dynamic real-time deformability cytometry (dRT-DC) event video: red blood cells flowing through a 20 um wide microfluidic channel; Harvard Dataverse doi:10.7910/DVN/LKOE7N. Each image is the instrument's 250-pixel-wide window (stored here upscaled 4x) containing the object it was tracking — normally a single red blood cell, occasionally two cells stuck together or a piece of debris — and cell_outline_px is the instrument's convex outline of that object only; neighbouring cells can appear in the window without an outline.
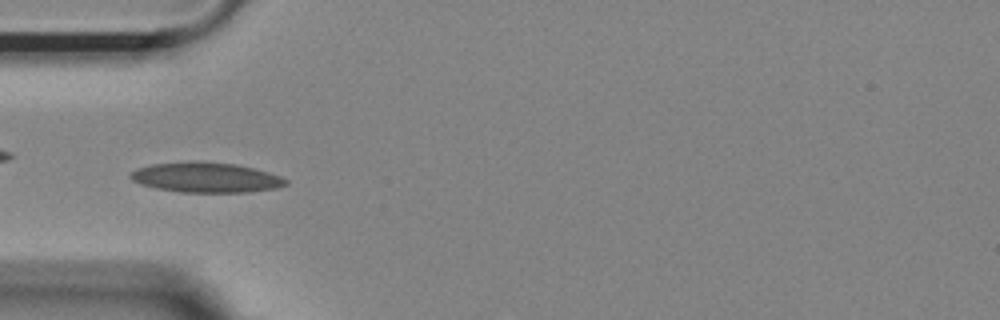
{"species": "Egyptian fruit bat (a non-hibernating species)", "species_latin": "Rousettus aegyptiacus", "temperature_condition": "room temperature", "stored_images_in_passage": 50, "camera_frame_rate_fps": 3000, "um_per_image_px": 0.085, "animal": {"sex": "female"}, "frame": {"image": 1, "passage_image": 13, "time_ms": 4.0, "image_size_px": [1000, 320], "cell_outline_px": [[288, 184], [276, 188], [248, 192], [180, 192], [156, 188], [140, 184], [132, 180], [128, 176], [136, 168], [152, 164], [192, 160], [200, 160], [236, 164], [268, 172], [280, 176], [288, 180]], "centroid_in_image_um": [17.48, 15.07], "position_along_channel_um": 67.5, "area_um2": 27.46}}
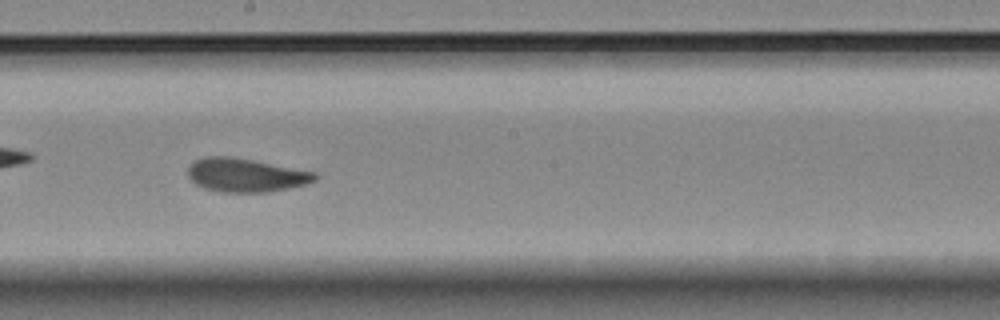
{"frame": {"image": 2, "passage_image": 26, "time_ms": 8.333, "image_size_px": [1000, 320], "cell_outline_px": [[316, 180], [304, 184], [288, 188], [268, 192], [224, 192], [204, 188], [196, 184], [188, 176], [188, 168], [196, 160], [204, 156], [228, 156], [252, 160], [316, 172]], "centroid_in_image_um": [20.87, 14.88], "position_along_channel_um": 227.3, "area_um2": 24.57}}
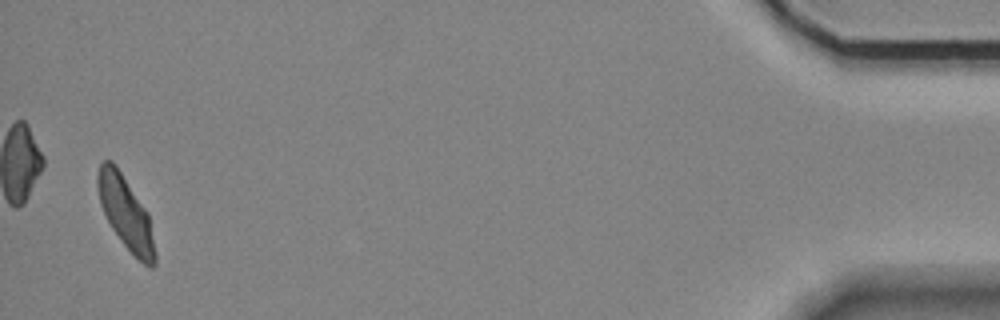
{"frame": {"image": 3, "passage_image": 49, "time_ms": 16.0, "image_size_px": [1000, 320], "cell_outline_px": [[156, 264], [152, 268], [148, 268], [120, 240], [112, 228], [100, 204], [96, 184], [96, 176], [100, 164], [104, 160], [112, 160], [116, 164], [148, 212], [156, 256]], "centroid_in_image_um": [10.68, 18.06], "position_along_channel_um": 424.5, "area_um2": 24.16}, "authors_computed_cell_mechanics": {"area_um2": 24.5939, "velocity_mm_per_s": 3.6678, "shape_relaxation_time_tau1_ms": 3.5393, "shape_relaxation_time_tau2_ms": 1.4257, "deformation_change_tau1": 0.125, "deformation_change_tau2": 0.0748}}